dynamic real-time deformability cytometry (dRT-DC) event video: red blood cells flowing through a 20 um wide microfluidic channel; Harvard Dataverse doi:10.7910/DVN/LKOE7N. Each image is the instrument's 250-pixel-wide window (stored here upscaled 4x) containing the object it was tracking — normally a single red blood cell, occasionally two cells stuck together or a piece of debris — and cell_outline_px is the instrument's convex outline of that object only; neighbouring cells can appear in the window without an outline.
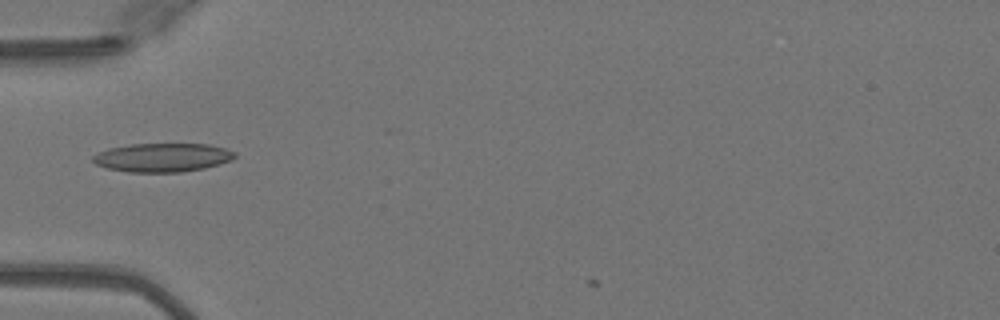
{"species": "Egyptian fruit bat (a non-hibernating species)", "species_latin": "Rousettus aegyptiacus", "temperature_condition": "warm", "stored_images_in_passage": 7, "camera_frame_rate_fps": 3000, "um_per_image_px": 0.085, "animal": {"sex": "female"}, "frame": {"image": 1, "passage_image": 2, "time_ms": 0.333, "image_size_px": [1000, 320], "cell_outline_px": [[236, 156], [232, 160], [220, 164], [204, 168], [180, 172], [128, 172], [108, 168], [96, 164], [92, 160], [92, 156], [108, 148], [132, 144], [208, 144], [224, 148], [236, 152]], "centroid_in_image_um": [13.83, 13.39], "position_along_channel_um": 71.2, "area_um2": 23.7}}
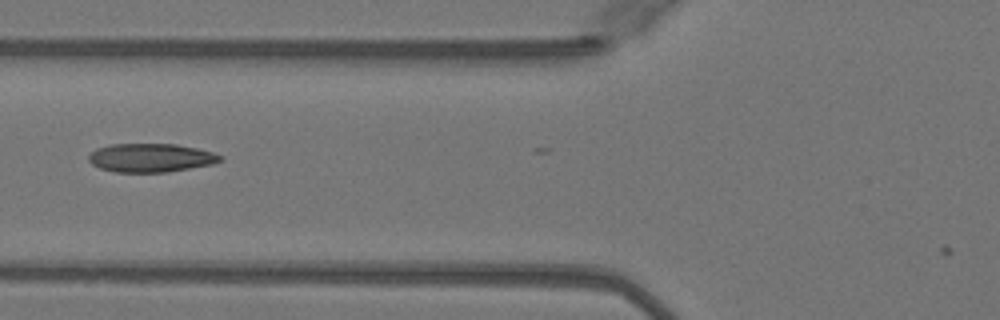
{"frame": {"image": 2, "passage_image": 5, "time_ms": 1.333, "image_size_px": [1000, 320], "cell_outline_px": [[224, 160], [212, 164], [168, 172], [116, 172], [100, 168], [92, 164], [88, 160], [88, 156], [96, 148], [112, 144], [176, 144], [196, 148], [212, 152], [224, 156]], "centroid_in_image_um": [12.83, 13.41], "position_along_channel_um": 113.0, "area_um2": 21.96}}